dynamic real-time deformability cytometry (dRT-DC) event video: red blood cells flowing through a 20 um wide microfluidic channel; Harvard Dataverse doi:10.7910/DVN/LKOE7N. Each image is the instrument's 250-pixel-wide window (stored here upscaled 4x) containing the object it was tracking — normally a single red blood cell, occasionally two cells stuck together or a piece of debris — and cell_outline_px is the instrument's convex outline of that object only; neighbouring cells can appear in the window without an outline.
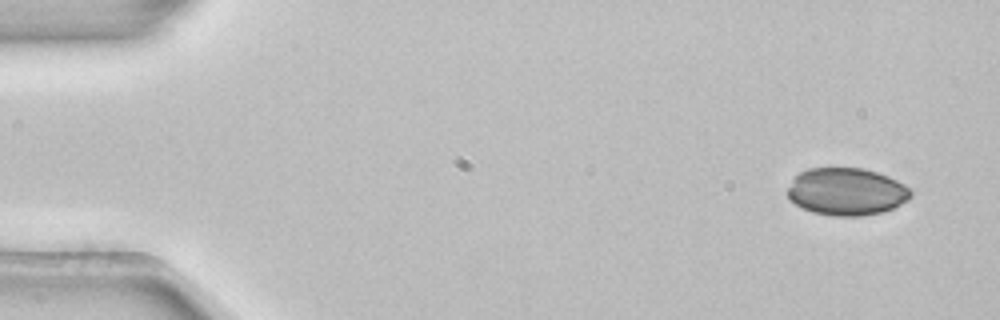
{"species": "common noctule bat (a hibernating species)", "species_latin": "Nyctalus noctula", "temperature_condition": "room temperature", "stored_images_in_passage": 51, "camera_frame_rate_fps": 3000, "um_per_image_px": 0.085, "animal": {"sex": "female", "body_mass_g": 22.7, "forearm_length_mm": 54.2}, "frame": {"image": 1, "passage_image": 1, "time_ms": 0.0, "image_size_px": [1000, 320], "cell_outline_px": [[912, 196], [908, 200], [892, 208], [880, 212], [860, 216], [836, 216], [812, 212], [796, 204], [788, 196], [788, 188], [792, 180], [800, 172], [808, 168], [860, 168], [876, 172], [888, 176], [904, 184], [912, 192]], "centroid_in_image_um": [71.96, 16.28], "position_along_channel_um": 13.0, "area_um2": 33.76}}